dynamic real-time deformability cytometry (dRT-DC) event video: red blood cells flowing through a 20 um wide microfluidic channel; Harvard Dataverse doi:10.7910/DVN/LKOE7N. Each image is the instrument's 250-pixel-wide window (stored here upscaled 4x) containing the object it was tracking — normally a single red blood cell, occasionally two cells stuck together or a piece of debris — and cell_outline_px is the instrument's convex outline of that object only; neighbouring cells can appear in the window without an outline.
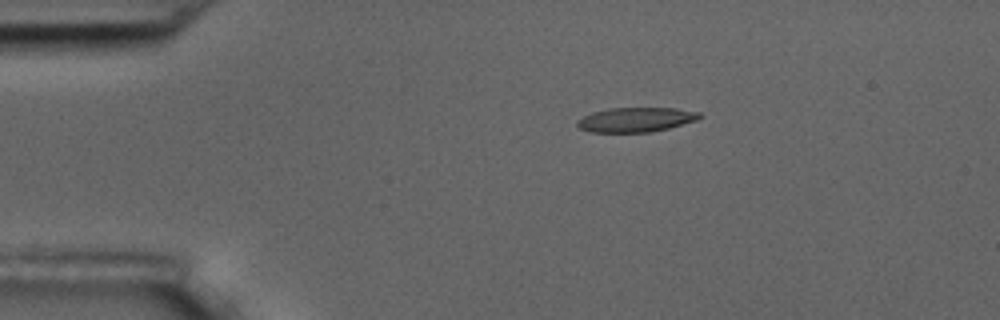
{"species": "common noctule bat (a hibernating species)", "species_latin": "Nyctalus noctula", "temperature_condition": "room temperature", "stored_images_in_passage": 6, "camera_frame_rate_fps": 3000, "um_per_image_px": 0.085, "animal": {"sex": "male", "body_mass_g": 17.5, "forearm_length_mm": 52.3}, "frame": {"image": 1, "passage_image": 3, "time_ms": 3.333, "image_size_px": [1000, 320], "cell_outline_px": [[704, 116], [696, 120], [668, 128], [652, 132], [592, 132], [580, 128], [576, 124], [576, 120], [592, 112], [608, 108], [676, 108], [700, 112]], "centroid_in_image_um": [54.05, 10.16], "position_along_channel_um": 30.9, "area_um2": 17.51}}
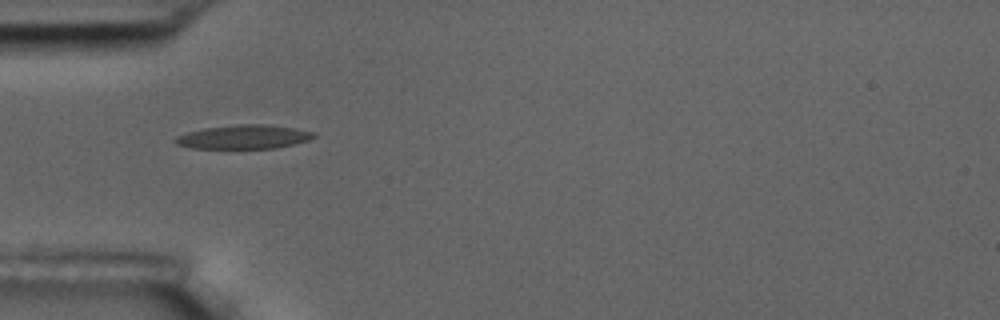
{"frame": {"image": 2, "passage_image": 5, "time_ms": 5.667, "image_size_px": [1000, 320], "cell_outline_px": [[316, 136], [308, 140], [276, 148], [192, 148], [176, 144], [172, 140], [176, 136], [188, 132], [204, 128], [236, 124], [264, 124], [296, 128], [316, 132]], "centroid_in_image_um": [20.71, 11.63], "position_along_channel_um": 64.3, "area_um2": 19.31}}